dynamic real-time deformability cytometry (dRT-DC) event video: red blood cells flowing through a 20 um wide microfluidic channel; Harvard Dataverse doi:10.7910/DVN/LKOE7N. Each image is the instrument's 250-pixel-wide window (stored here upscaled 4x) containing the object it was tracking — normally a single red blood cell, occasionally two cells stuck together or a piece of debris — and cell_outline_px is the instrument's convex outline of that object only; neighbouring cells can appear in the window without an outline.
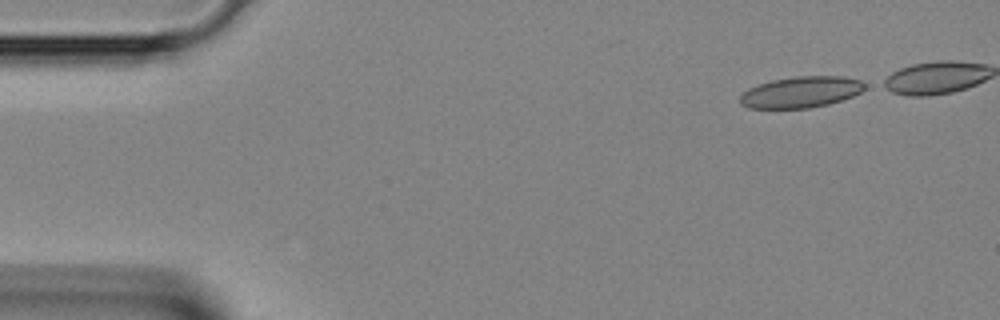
{"species": "Egyptian fruit bat (a non-hibernating species)", "species_latin": "Rousettus aegyptiacus", "temperature_condition": "room temperature", "stored_images_in_passage": 14, "camera_frame_rate_fps": 3000, "um_per_image_px": 0.085, "animal": {"sex": "female"}, "frame": {"image": 1, "passage_image": 1, "time_ms": 0.0, "image_size_px": [1000, 320], "cell_outline_px": [[868, 88], [852, 96], [828, 104], [808, 108], [748, 108], [740, 104], [740, 96], [748, 88], [772, 80], [792, 76], [844, 76], [860, 80], [868, 84]], "centroid_in_image_um": [68.11, 7.82], "position_along_channel_um": 16.9, "area_um2": 22.77}}
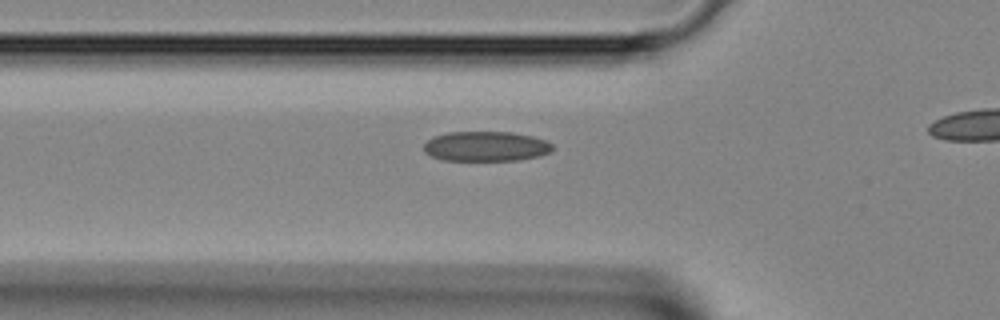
{"frame": {"image": 2, "passage_image": 10, "time_ms": 3.0, "image_size_px": [1000, 320], "cell_outline_px": [[552, 152], [540, 156], [520, 160], [440, 160], [424, 152], [424, 144], [432, 136], [448, 132], [512, 132], [532, 136], [544, 140], [552, 144]], "centroid_in_image_um": [41.3, 12.44], "position_along_channel_um": 84.5, "area_um2": 22.54}}
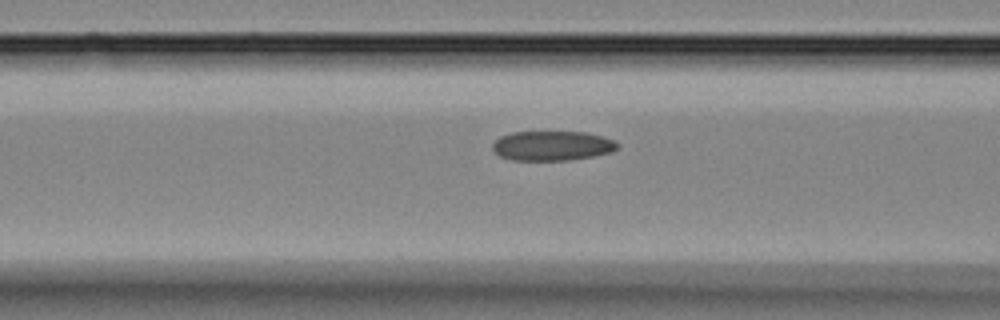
{"frame": {"image": 3, "passage_image": 12, "time_ms": 3.667, "image_size_px": [1000, 320], "cell_outline_px": [[620, 148], [612, 152], [592, 156], [568, 160], [512, 160], [500, 156], [492, 148], [492, 144], [500, 136], [512, 132], [584, 132], [604, 136], [620, 144]], "centroid_in_image_um": [46.96, 12.38], "position_along_channel_um": 119.6, "area_um2": 21.62}}